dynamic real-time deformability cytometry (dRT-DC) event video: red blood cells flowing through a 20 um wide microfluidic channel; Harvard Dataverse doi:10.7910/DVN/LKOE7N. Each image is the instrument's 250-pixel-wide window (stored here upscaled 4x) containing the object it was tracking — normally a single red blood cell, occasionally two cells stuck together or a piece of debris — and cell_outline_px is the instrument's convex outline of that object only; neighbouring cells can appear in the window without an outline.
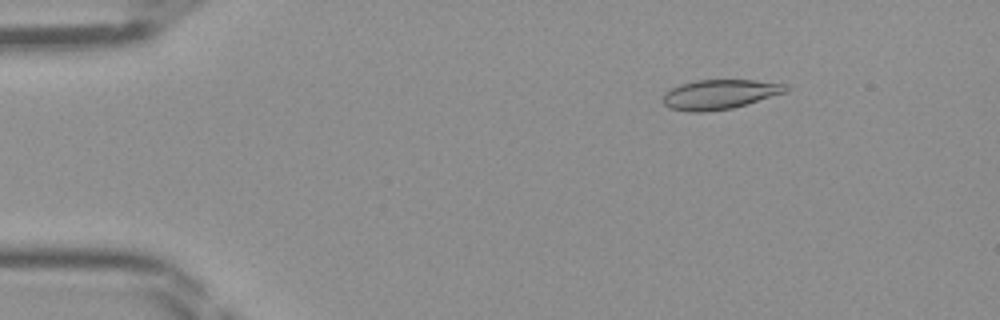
{"species": "Egyptian fruit bat (a non-hibernating species)", "species_latin": "Rousettus aegyptiacus", "temperature_condition": "room temperature", "stored_images_in_passage": 46, "camera_frame_rate_fps": 3000, "um_per_image_px": 0.085, "frame": {"image": 1, "passage_image": 7, "time_ms": 2.0, "image_size_px": [1000, 320], "cell_outline_px": [[792, 88], [788, 92], [732, 108], [704, 112], [688, 112], [668, 108], [664, 104], [664, 92], [680, 84], [696, 80], [756, 80], [788, 84]], "centroid_in_image_um": [61.22, 8.01], "position_along_channel_um": 23.8, "area_um2": 21.44}}
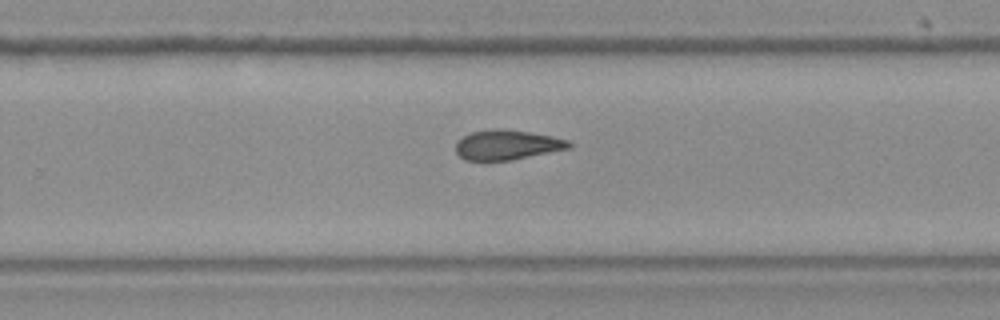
{"frame": {"image": 2, "passage_image": 30, "time_ms": 9.667, "image_size_px": [1000, 320], "cell_outline_px": [[572, 148], [512, 160], [484, 164], [464, 160], [456, 152], [456, 140], [472, 132], [528, 132], [552, 136], [568, 140], [572, 144]], "centroid_in_image_um": [43.08, 12.42], "position_along_channel_um": 286.7, "area_um2": 19.54}}
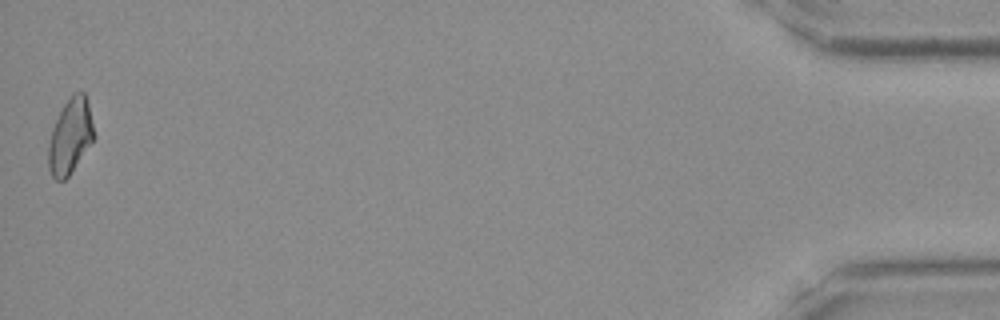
{"frame": {"image": 3, "passage_image": 46, "time_ms": 15.0, "image_size_px": [1000, 320], "cell_outline_px": [[96, 136], [68, 176], [64, 180], [56, 180], [52, 176], [48, 168], [48, 144], [52, 128], [64, 104], [72, 92], [84, 92], [88, 104]], "centroid_in_image_um": [5.97, 11.57], "position_along_channel_um": 429.2, "area_um2": 19.83}}